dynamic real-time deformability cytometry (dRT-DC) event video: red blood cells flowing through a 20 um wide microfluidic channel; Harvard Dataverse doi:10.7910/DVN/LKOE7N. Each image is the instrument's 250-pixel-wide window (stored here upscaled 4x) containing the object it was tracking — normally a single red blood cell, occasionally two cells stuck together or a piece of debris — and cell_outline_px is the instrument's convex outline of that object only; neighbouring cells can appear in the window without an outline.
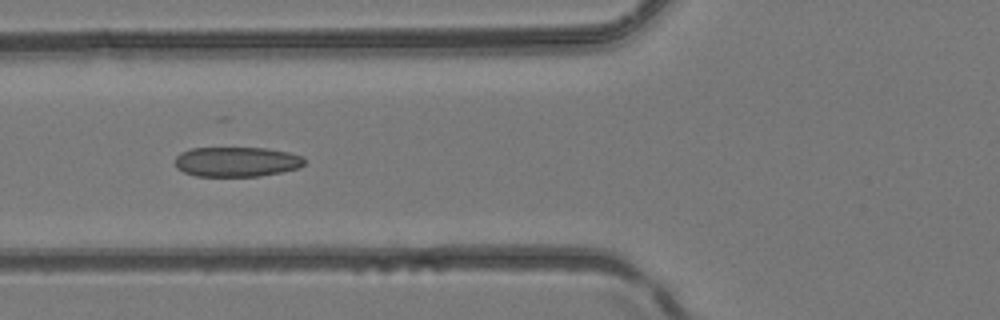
{"species": "common noctule bat (a hibernating species)", "species_latin": "Nyctalus noctula", "temperature_condition": "room temperature", "stored_images_in_passage": 6, "camera_frame_rate_fps": 3000, "um_per_image_px": 0.085, "animal": {"sex": "female", "body_mass_g": 24.6, "forearm_length_mm": 56.2}, "frame": {"image": 1, "passage_image": 6, "time_ms": 1.667, "image_size_px": [1000, 320], "cell_outline_px": [[304, 164], [300, 168], [260, 176], [196, 176], [184, 172], [176, 168], [176, 156], [180, 152], [192, 148], [268, 148], [288, 152], [304, 156]], "centroid_in_image_um": [20.13, 13.75], "position_along_channel_um": 105.7, "area_um2": 22.6}}